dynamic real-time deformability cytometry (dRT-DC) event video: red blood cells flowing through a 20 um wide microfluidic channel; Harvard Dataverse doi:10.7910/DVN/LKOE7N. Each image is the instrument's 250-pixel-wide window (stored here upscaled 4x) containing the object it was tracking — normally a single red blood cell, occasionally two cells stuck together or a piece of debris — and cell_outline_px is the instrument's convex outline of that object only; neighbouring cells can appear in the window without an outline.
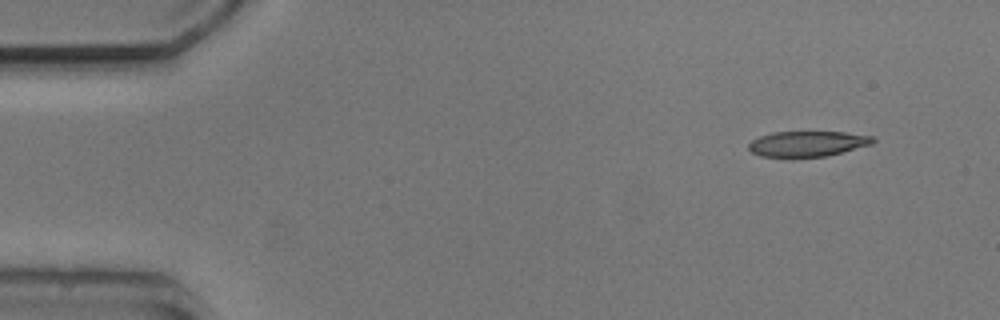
{"species": "common noctule bat (a hibernating species)", "species_latin": "Nyctalus noctula", "temperature_condition": "cold", "stored_images_in_passage": 4, "camera_frame_rate_fps": 3000, "um_per_image_px": 0.085, "animal": {"sex": "male", "body_mass_g": 20.5, "forearm_length_mm": 52.5}, "frame": {"image": 1, "passage_image": 1, "time_ms": 0.0, "image_size_px": [1000, 320], "cell_outline_px": [[876, 140], [872, 144], [824, 156], [760, 156], [752, 152], [748, 148], [748, 144], [752, 140], [760, 136], [772, 132], [844, 132], [872, 136]], "centroid_in_image_um": [68.62, 12.2], "position_along_channel_um": 16.4, "area_um2": 18.03}}
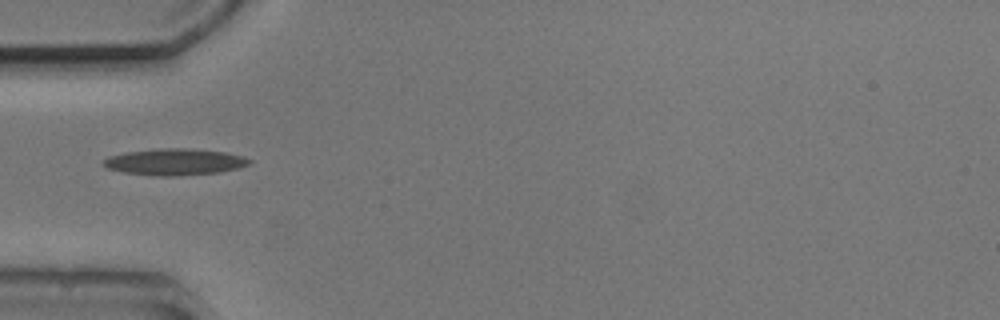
{"frame": {"image": 2, "passage_image": 4, "time_ms": 4.0, "image_size_px": [1000, 320], "cell_outline_px": [[252, 164], [220, 172], [180, 176], [156, 176], [124, 172], [108, 168], [100, 164], [108, 156], [124, 152], [160, 148], [188, 148], [224, 152], [244, 156], [252, 160]], "centroid_in_image_um": [14.85, 13.76], "position_along_channel_um": 70.1, "area_um2": 22.72}}